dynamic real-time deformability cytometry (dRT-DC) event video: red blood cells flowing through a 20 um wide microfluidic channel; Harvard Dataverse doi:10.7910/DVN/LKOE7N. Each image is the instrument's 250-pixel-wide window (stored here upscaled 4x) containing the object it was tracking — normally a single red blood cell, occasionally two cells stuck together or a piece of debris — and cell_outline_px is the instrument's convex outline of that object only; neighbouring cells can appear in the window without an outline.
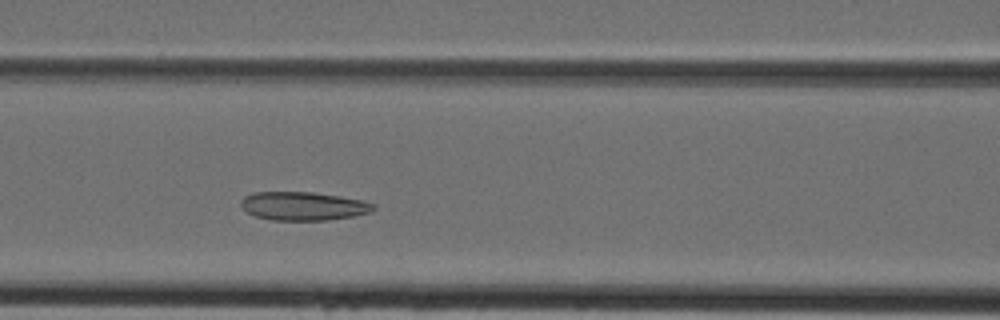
{"species": "Egyptian fruit bat (a non-hibernating species)", "species_latin": "Rousettus aegyptiacus", "temperature_condition": "cold", "stored_images_in_passage": 36, "camera_frame_rate_fps": 3000, "um_per_image_px": 0.085, "animal": {"sex": "female"}, "frame": {"image": 1, "passage_image": 11, "time_ms": 3.333, "image_size_px": [1000, 320], "cell_outline_px": [[376, 208], [372, 212], [352, 216], [328, 220], [272, 220], [256, 216], [248, 212], [240, 204], [240, 200], [244, 196], [252, 192], [312, 192], [360, 200], [376, 204]], "centroid_in_image_um": [25.77, 17.51], "position_along_channel_um": 140.8, "area_um2": 21.91}}
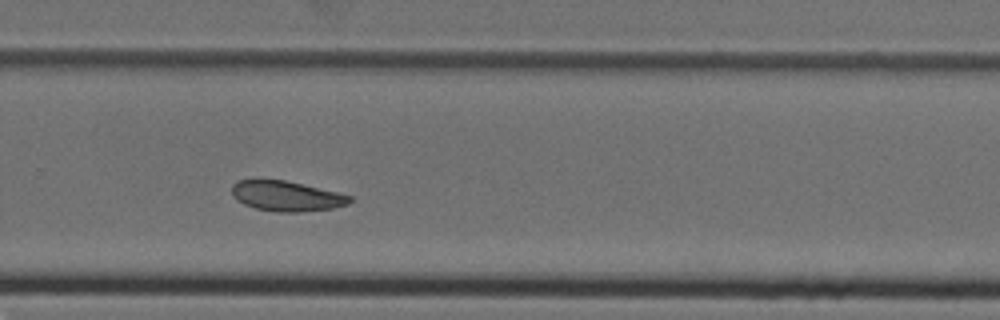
{"frame": {"image": 2, "passage_image": 22, "time_ms": 7.0, "image_size_px": [1000, 320], "cell_outline_px": [[352, 200], [348, 204], [332, 208], [300, 212], [276, 212], [256, 208], [244, 204], [236, 200], [232, 196], [232, 184], [240, 180], [260, 176], [284, 180], [336, 192], [352, 196]], "centroid_in_image_um": [24.27, 16.63], "position_along_channel_um": 305.5, "area_um2": 21.15}}
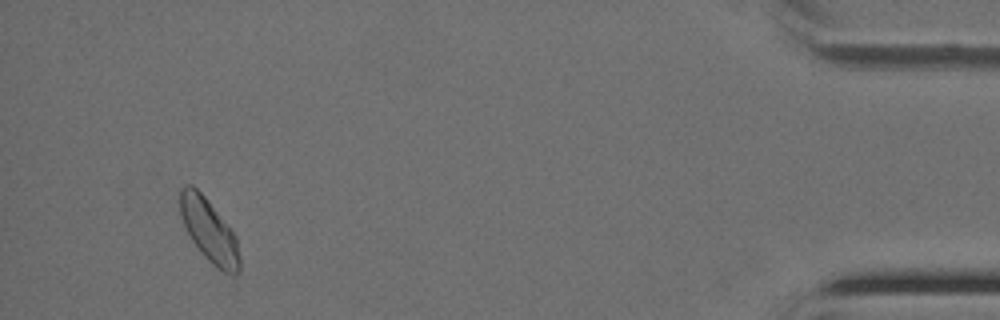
{"frame": {"image": 3, "passage_image": 34, "time_ms": 11.0, "image_size_px": [1000, 320], "cell_outline_px": [[240, 272], [236, 276], [232, 276], [216, 268], [204, 256], [192, 240], [180, 216], [180, 188], [184, 184], [192, 184], [204, 196], [236, 236], [240, 256]], "centroid_in_image_um": [17.79, 19.63], "position_along_channel_um": 417.4, "area_um2": 21.79}}